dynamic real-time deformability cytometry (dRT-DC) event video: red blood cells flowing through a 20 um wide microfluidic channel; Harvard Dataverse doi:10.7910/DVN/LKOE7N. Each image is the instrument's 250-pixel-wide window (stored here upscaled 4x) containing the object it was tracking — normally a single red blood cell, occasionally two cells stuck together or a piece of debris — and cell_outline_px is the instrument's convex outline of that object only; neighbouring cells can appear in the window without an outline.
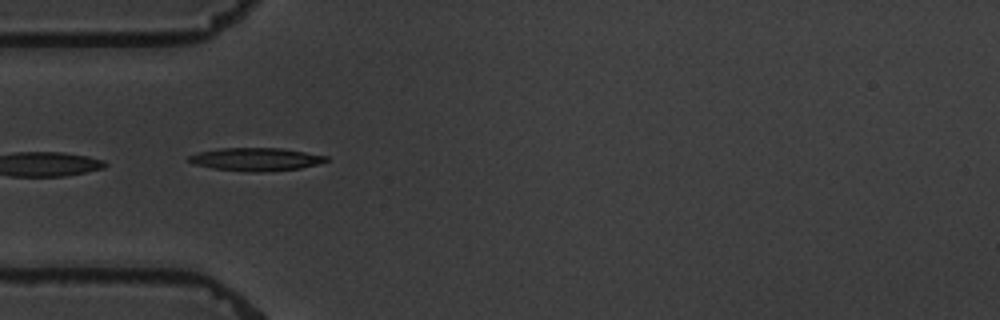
{"species": "common noctule bat (a hibernating species)", "species_latin": "Nyctalus noctula", "temperature_condition": "warm", "stored_images_in_passage": 6, "camera_frame_rate_fps": 3000, "um_per_image_px": 0.085, "animal": {"sex": "male", "body_mass_g": 19.5, "forearm_length_mm": 54.6}, "frame": {"image": 1, "passage_image": 6, "time_ms": 5.667, "image_size_px": [1000, 320], "cell_outline_px": [[328, 160], [316, 164], [300, 168], [260, 172], [252, 172], [212, 168], [192, 164], [188, 160], [188, 156], [196, 152], [220, 148], [280, 148], [328, 156]], "centroid_in_image_um": [21.69, 13.53], "position_along_channel_um": 63.3, "area_um2": 18.32}}